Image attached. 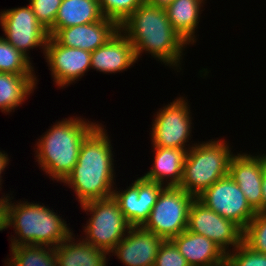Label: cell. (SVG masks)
Returning <instances> with one entry per match:
<instances>
[{
    "instance_id": "1",
    "label": "cell",
    "mask_w": 266,
    "mask_h": 266,
    "mask_svg": "<svg viewBox=\"0 0 266 266\" xmlns=\"http://www.w3.org/2000/svg\"><path fill=\"white\" fill-rule=\"evenodd\" d=\"M120 31L131 41L137 60L146 52L165 66L181 70L188 43L173 29L165 8L144 1L120 24Z\"/></svg>"
},
{
    "instance_id": "2",
    "label": "cell",
    "mask_w": 266,
    "mask_h": 266,
    "mask_svg": "<svg viewBox=\"0 0 266 266\" xmlns=\"http://www.w3.org/2000/svg\"><path fill=\"white\" fill-rule=\"evenodd\" d=\"M99 124L82 142L78 160L63 183L73 188L81 204L113 196L115 180L111 141Z\"/></svg>"
},
{
    "instance_id": "3",
    "label": "cell",
    "mask_w": 266,
    "mask_h": 266,
    "mask_svg": "<svg viewBox=\"0 0 266 266\" xmlns=\"http://www.w3.org/2000/svg\"><path fill=\"white\" fill-rule=\"evenodd\" d=\"M98 125L82 117L55 122L36 144L35 158L41 170L62 183L77 163L82 142Z\"/></svg>"
},
{
    "instance_id": "4",
    "label": "cell",
    "mask_w": 266,
    "mask_h": 266,
    "mask_svg": "<svg viewBox=\"0 0 266 266\" xmlns=\"http://www.w3.org/2000/svg\"><path fill=\"white\" fill-rule=\"evenodd\" d=\"M11 198L8 194V228L13 227L16 236L11 237L10 246L41 245L55 248L73 233L66 221L48 206L28 201H16L17 204H14Z\"/></svg>"
},
{
    "instance_id": "5",
    "label": "cell",
    "mask_w": 266,
    "mask_h": 266,
    "mask_svg": "<svg viewBox=\"0 0 266 266\" xmlns=\"http://www.w3.org/2000/svg\"><path fill=\"white\" fill-rule=\"evenodd\" d=\"M228 144L223 139L193 144L186 153L179 187L197 198L220 178L228 175L229 162L234 155Z\"/></svg>"
},
{
    "instance_id": "6",
    "label": "cell",
    "mask_w": 266,
    "mask_h": 266,
    "mask_svg": "<svg viewBox=\"0 0 266 266\" xmlns=\"http://www.w3.org/2000/svg\"><path fill=\"white\" fill-rule=\"evenodd\" d=\"M80 207L90 215L83 227V240L110 254L132 227L120 210L118 202L112 196L88 201Z\"/></svg>"
},
{
    "instance_id": "7",
    "label": "cell",
    "mask_w": 266,
    "mask_h": 266,
    "mask_svg": "<svg viewBox=\"0 0 266 266\" xmlns=\"http://www.w3.org/2000/svg\"><path fill=\"white\" fill-rule=\"evenodd\" d=\"M194 199L179 186L164 187L143 227L164 240H171L187 229L189 208Z\"/></svg>"
},
{
    "instance_id": "8",
    "label": "cell",
    "mask_w": 266,
    "mask_h": 266,
    "mask_svg": "<svg viewBox=\"0 0 266 266\" xmlns=\"http://www.w3.org/2000/svg\"><path fill=\"white\" fill-rule=\"evenodd\" d=\"M184 97H178L159 109L151 128L152 146L189 150L192 131L190 105ZM190 145V146H189ZM187 146V147H186ZM189 146V147H188Z\"/></svg>"
},
{
    "instance_id": "9",
    "label": "cell",
    "mask_w": 266,
    "mask_h": 266,
    "mask_svg": "<svg viewBox=\"0 0 266 266\" xmlns=\"http://www.w3.org/2000/svg\"><path fill=\"white\" fill-rule=\"evenodd\" d=\"M0 26L6 37L3 38L29 59V49H43L45 54L49 38L48 30L37 20L30 6L1 10Z\"/></svg>"
},
{
    "instance_id": "10",
    "label": "cell",
    "mask_w": 266,
    "mask_h": 266,
    "mask_svg": "<svg viewBox=\"0 0 266 266\" xmlns=\"http://www.w3.org/2000/svg\"><path fill=\"white\" fill-rule=\"evenodd\" d=\"M197 199L223 218L233 221L242 230L256 214L240 187L229 175L220 178L204 190Z\"/></svg>"
},
{
    "instance_id": "11",
    "label": "cell",
    "mask_w": 266,
    "mask_h": 266,
    "mask_svg": "<svg viewBox=\"0 0 266 266\" xmlns=\"http://www.w3.org/2000/svg\"><path fill=\"white\" fill-rule=\"evenodd\" d=\"M187 230L207 237L225 253L243 242V230L237 224L210 210L197 198L189 208Z\"/></svg>"
},
{
    "instance_id": "12",
    "label": "cell",
    "mask_w": 266,
    "mask_h": 266,
    "mask_svg": "<svg viewBox=\"0 0 266 266\" xmlns=\"http://www.w3.org/2000/svg\"><path fill=\"white\" fill-rule=\"evenodd\" d=\"M44 58L50 67L51 77L59 88L76 83L91 69V52L58 44L49 36Z\"/></svg>"
},
{
    "instance_id": "13",
    "label": "cell",
    "mask_w": 266,
    "mask_h": 266,
    "mask_svg": "<svg viewBox=\"0 0 266 266\" xmlns=\"http://www.w3.org/2000/svg\"><path fill=\"white\" fill-rule=\"evenodd\" d=\"M131 184L126 190L121 191H117L118 188L115 187L113 198L118 202L120 210L132 227L143 226L165 186L149 181L143 176Z\"/></svg>"
},
{
    "instance_id": "14",
    "label": "cell",
    "mask_w": 266,
    "mask_h": 266,
    "mask_svg": "<svg viewBox=\"0 0 266 266\" xmlns=\"http://www.w3.org/2000/svg\"><path fill=\"white\" fill-rule=\"evenodd\" d=\"M119 30L120 25L116 21L104 17L89 24L49 29L48 33L62 46L93 52L106 44Z\"/></svg>"
},
{
    "instance_id": "15",
    "label": "cell",
    "mask_w": 266,
    "mask_h": 266,
    "mask_svg": "<svg viewBox=\"0 0 266 266\" xmlns=\"http://www.w3.org/2000/svg\"><path fill=\"white\" fill-rule=\"evenodd\" d=\"M265 168L264 153H238L229 162L228 175L236 182L255 212H262V178Z\"/></svg>"
},
{
    "instance_id": "16",
    "label": "cell",
    "mask_w": 266,
    "mask_h": 266,
    "mask_svg": "<svg viewBox=\"0 0 266 266\" xmlns=\"http://www.w3.org/2000/svg\"><path fill=\"white\" fill-rule=\"evenodd\" d=\"M164 239L143 226L131 227L110 252L126 266H154Z\"/></svg>"
},
{
    "instance_id": "17",
    "label": "cell",
    "mask_w": 266,
    "mask_h": 266,
    "mask_svg": "<svg viewBox=\"0 0 266 266\" xmlns=\"http://www.w3.org/2000/svg\"><path fill=\"white\" fill-rule=\"evenodd\" d=\"M136 61L131 41L120 30L106 44L91 52V69L104 74L126 71Z\"/></svg>"
},
{
    "instance_id": "18",
    "label": "cell",
    "mask_w": 266,
    "mask_h": 266,
    "mask_svg": "<svg viewBox=\"0 0 266 266\" xmlns=\"http://www.w3.org/2000/svg\"><path fill=\"white\" fill-rule=\"evenodd\" d=\"M171 241L189 266H217L226 260V253L217 244L187 229Z\"/></svg>"
},
{
    "instance_id": "19",
    "label": "cell",
    "mask_w": 266,
    "mask_h": 266,
    "mask_svg": "<svg viewBox=\"0 0 266 266\" xmlns=\"http://www.w3.org/2000/svg\"><path fill=\"white\" fill-rule=\"evenodd\" d=\"M153 151L155 152L153 167L143 177L165 187L179 186L183 177L187 150L153 146Z\"/></svg>"
},
{
    "instance_id": "20",
    "label": "cell",
    "mask_w": 266,
    "mask_h": 266,
    "mask_svg": "<svg viewBox=\"0 0 266 266\" xmlns=\"http://www.w3.org/2000/svg\"><path fill=\"white\" fill-rule=\"evenodd\" d=\"M73 236L75 237L74 233L54 248L57 266H107L108 252L92 246L83 239L75 241Z\"/></svg>"
},
{
    "instance_id": "21",
    "label": "cell",
    "mask_w": 266,
    "mask_h": 266,
    "mask_svg": "<svg viewBox=\"0 0 266 266\" xmlns=\"http://www.w3.org/2000/svg\"><path fill=\"white\" fill-rule=\"evenodd\" d=\"M206 0H174L166 9L173 29L184 38L188 45L196 43L201 8Z\"/></svg>"
},
{
    "instance_id": "22",
    "label": "cell",
    "mask_w": 266,
    "mask_h": 266,
    "mask_svg": "<svg viewBox=\"0 0 266 266\" xmlns=\"http://www.w3.org/2000/svg\"><path fill=\"white\" fill-rule=\"evenodd\" d=\"M103 18L98 0H62L50 29L89 24Z\"/></svg>"
},
{
    "instance_id": "23",
    "label": "cell",
    "mask_w": 266,
    "mask_h": 266,
    "mask_svg": "<svg viewBox=\"0 0 266 266\" xmlns=\"http://www.w3.org/2000/svg\"><path fill=\"white\" fill-rule=\"evenodd\" d=\"M35 75H18L0 72V110L10 113L23 104L36 88Z\"/></svg>"
},
{
    "instance_id": "24",
    "label": "cell",
    "mask_w": 266,
    "mask_h": 266,
    "mask_svg": "<svg viewBox=\"0 0 266 266\" xmlns=\"http://www.w3.org/2000/svg\"><path fill=\"white\" fill-rule=\"evenodd\" d=\"M9 258L17 266H57L54 248L41 245L10 246Z\"/></svg>"
},
{
    "instance_id": "25",
    "label": "cell",
    "mask_w": 266,
    "mask_h": 266,
    "mask_svg": "<svg viewBox=\"0 0 266 266\" xmlns=\"http://www.w3.org/2000/svg\"><path fill=\"white\" fill-rule=\"evenodd\" d=\"M0 72L35 75L30 59L0 36Z\"/></svg>"
},
{
    "instance_id": "26",
    "label": "cell",
    "mask_w": 266,
    "mask_h": 266,
    "mask_svg": "<svg viewBox=\"0 0 266 266\" xmlns=\"http://www.w3.org/2000/svg\"><path fill=\"white\" fill-rule=\"evenodd\" d=\"M243 242L252 250L266 254V212H256L243 230Z\"/></svg>"
},
{
    "instance_id": "27",
    "label": "cell",
    "mask_w": 266,
    "mask_h": 266,
    "mask_svg": "<svg viewBox=\"0 0 266 266\" xmlns=\"http://www.w3.org/2000/svg\"><path fill=\"white\" fill-rule=\"evenodd\" d=\"M105 18L122 24L145 0H98Z\"/></svg>"
},
{
    "instance_id": "28",
    "label": "cell",
    "mask_w": 266,
    "mask_h": 266,
    "mask_svg": "<svg viewBox=\"0 0 266 266\" xmlns=\"http://www.w3.org/2000/svg\"><path fill=\"white\" fill-rule=\"evenodd\" d=\"M228 266H266V254L256 252L244 242L226 253Z\"/></svg>"
},
{
    "instance_id": "29",
    "label": "cell",
    "mask_w": 266,
    "mask_h": 266,
    "mask_svg": "<svg viewBox=\"0 0 266 266\" xmlns=\"http://www.w3.org/2000/svg\"><path fill=\"white\" fill-rule=\"evenodd\" d=\"M62 0H29L37 20L43 27L49 30L55 22V18Z\"/></svg>"
},
{
    "instance_id": "30",
    "label": "cell",
    "mask_w": 266,
    "mask_h": 266,
    "mask_svg": "<svg viewBox=\"0 0 266 266\" xmlns=\"http://www.w3.org/2000/svg\"><path fill=\"white\" fill-rule=\"evenodd\" d=\"M154 266H189L171 240H164L155 259Z\"/></svg>"
},
{
    "instance_id": "31",
    "label": "cell",
    "mask_w": 266,
    "mask_h": 266,
    "mask_svg": "<svg viewBox=\"0 0 266 266\" xmlns=\"http://www.w3.org/2000/svg\"><path fill=\"white\" fill-rule=\"evenodd\" d=\"M6 195L0 198V231L8 228V194Z\"/></svg>"
},
{
    "instance_id": "32",
    "label": "cell",
    "mask_w": 266,
    "mask_h": 266,
    "mask_svg": "<svg viewBox=\"0 0 266 266\" xmlns=\"http://www.w3.org/2000/svg\"><path fill=\"white\" fill-rule=\"evenodd\" d=\"M264 162L266 168V154H264ZM262 212H266V170L264 171L262 178Z\"/></svg>"
},
{
    "instance_id": "33",
    "label": "cell",
    "mask_w": 266,
    "mask_h": 266,
    "mask_svg": "<svg viewBox=\"0 0 266 266\" xmlns=\"http://www.w3.org/2000/svg\"><path fill=\"white\" fill-rule=\"evenodd\" d=\"M9 158H8V154L7 153H5L4 151L2 152L1 150H0V189H1V182H2V176H1V174H2V172L5 170V168H6V166H7V164H9ZM1 191V190H0Z\"/></svg>"
},
{
    "instance_id": "34",
    "label": "cell",
    "mask_w": 266,
    "mask_h": 266,
    "mask_svg": "<svg viewBox=\"0 0 266 266\" xmlns=\"http://www.w3.org/2000/svg\"><path fill=\"white\" fill-rule=\"evenodd\" d=\"M150 5L166 8L168 5H170L174 0H145Z\"/></svg>"
},
{
    "instance_id": "35",
    "label": "cell",
    "mask_w": 266,
    "mask_h": 266,
    "mask_svg": "<svg viewBox=\"0 0 266 266\" xmlns=\"http://www.w3.org/2000/svg\"><path fill=\"white\" fill-rule=\"evenodd\" d=\"M7 266H17L10 259L5 263Z\"/></svg>"
},
{
    "instance_id": "36",
    "label": "cell",
    "mask_w": 266,
    "mask_h": 266,
    "mask_svg": "<svg viewBox=\"0 0 266 266\" xmlns=\"http://www.w3.org/2000/svg\"><path fill=\"white\" fill-rule=\"evenodd\" d=\"M217 266H228V265H227V263H226V261H225L224 263H222V264H220V265H217Z\"/></svg>"
}]
</instances>
